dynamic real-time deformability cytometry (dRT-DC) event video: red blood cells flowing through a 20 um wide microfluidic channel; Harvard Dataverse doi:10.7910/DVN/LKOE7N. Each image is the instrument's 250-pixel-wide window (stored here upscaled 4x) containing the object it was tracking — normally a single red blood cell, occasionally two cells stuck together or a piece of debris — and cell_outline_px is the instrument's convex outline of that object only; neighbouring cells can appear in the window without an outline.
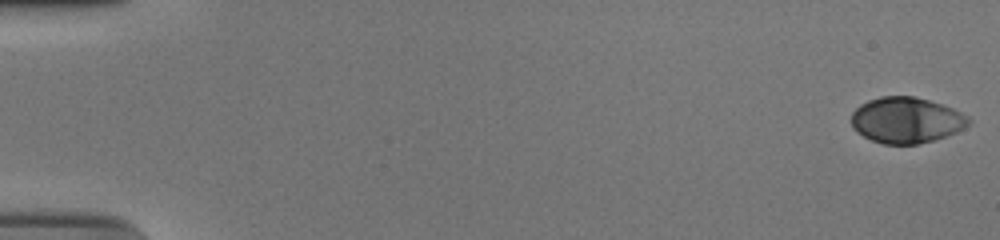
{"species": "human", "species_latin": "Homo sapiens", "temperature_condition": "cold", "stored_images_in_passage": 55, "camera_frame_rate_fps": 3000, "um_per_image_px": 0.085, "donor": {"sex": "male"}, "frame": {"image": 1, "passage_image": 1, "time_ms": 0.0, "image_size_px": [1000, 240], "cell_outline_px": [[972, 120], [964, 128], [956, 132], [932, 140], [916, 144], [884, 144], [872, 140], [856, 132], [852, 128], [852, 112], [860, 104], [868, 100], [880, 96], [916, 96], [952, 108], [968, 116]], "centroid_in_image_um": [77.01, 10.2], "position_along_channel_um": 8.0, "area_um2": 31.27}}
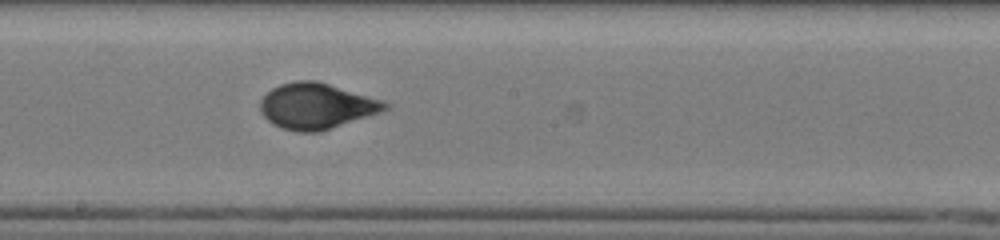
{"frame": {"image": 2, "passage_image": 32, "time_ms": 10.333, "image_size_px": [1000, 240], "cell_outline_px": [[392, 104], [388, 108], [380, 112], [320, 132], [296, 132], [272, 124], [260, 112], [260, 100], [272, 88], [280, 84], [296, 80], [316, 80], [384, 100]], "centroid_in_image_um": [26.91, 9.01], "position_along_channel_um": 221.3, "area_um2": 33.35}}
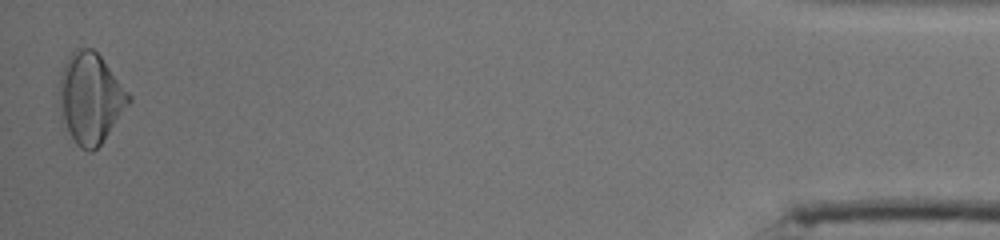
{"frame": {"image": 3, "passage_image": 55, "time_ms": 18.0, "image_size_px": [1000, 240], "cell_outline_px": [[132, 100], [100, 144], [92, 152], [88, 152], [80, 148], [76, 144], [60, 120], [60, 72], [68, 56], [76, 48], [92, 48], [100, 56], [132, 96]], "centroid_in_image_um": [7.67, 8.35], "position_along_channel_um": 427.5, "area_um2": 36.47}, "authors_computed_cell_mechanics": {"area_um2": 32.4258, "velocity_mm_per_s": 3.7574, "shape_relaxation_time_tau1_ms": 4.175, "shape_relaxation_time_tau2_ms": null, "deformation_change_tau1": 0.1731, "deformation_change_tau2": null}}